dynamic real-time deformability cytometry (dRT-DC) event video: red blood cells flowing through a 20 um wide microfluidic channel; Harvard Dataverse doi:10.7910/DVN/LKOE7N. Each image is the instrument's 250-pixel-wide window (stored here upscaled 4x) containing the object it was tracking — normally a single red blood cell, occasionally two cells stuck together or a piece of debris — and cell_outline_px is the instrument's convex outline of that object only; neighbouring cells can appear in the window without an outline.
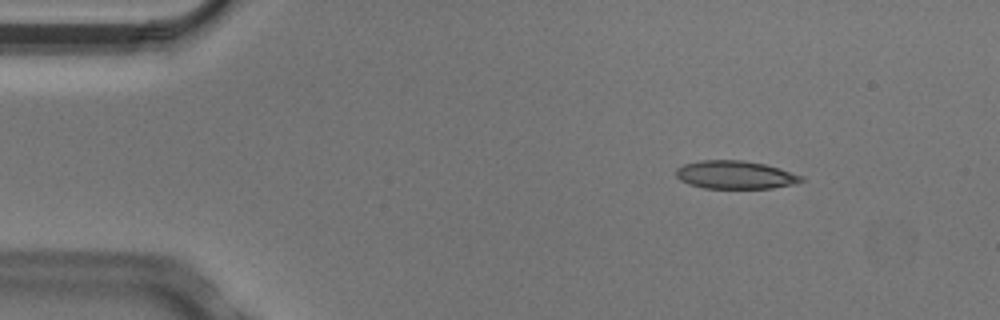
{"species": "Egyptian fruit bat (a non-hibernating species)", "species_latin": "Rousettus aegyptiacus", "temperature_condition": "cold", "stored_images_in_passage": 4, "camera_frame_rate_fps": 3000, "um_per_image_px": 0.085, "animal": {"sex": "male"}, "frame": {"image": 1, "passage_image": 2, "time_ms": 0.333, "image_size_px": [1000, 320], "cell_outline_px": [[804, 180], [792, 184], [772, 188], [704, 188], [688, 184], [680, 180], [676, 176], [676, 168], [684, 164], [700, 160], [740, 160], [764, 164], [780, 168], [804, 176]], "centroid_in_image_um": [62.48, 14.86], "position_along_channel_um": 22.5, "area_um2": 20.52}}
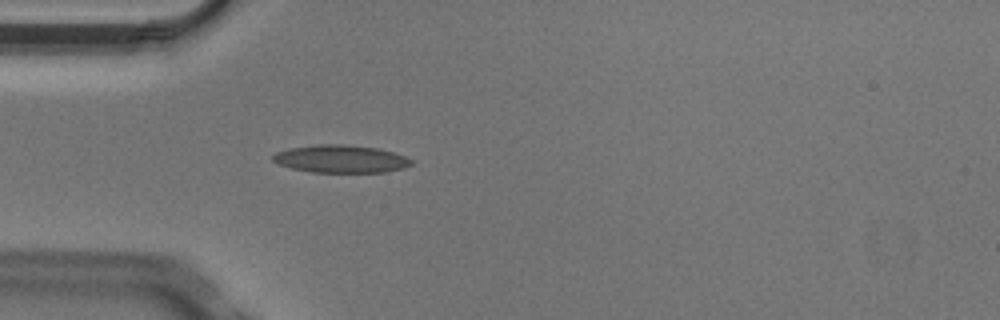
{"frame": {"image": 2, "passage_image": 4, "time_ms": 1.0, "image_size_px": [1000, 320], "cell_outline_px": [[412, 164], [404, 168], [384, 172], [312, 172], [292, 168], [280, 164], [272, 160], [272, 156], [276, 152], [292, 148], [320, 144], [340, 144], [376, 148], [392, 152], [404, 156], [412, 160]], "centroid_in_image_um": [28.97, 13.51], "position_along_channel_um": 56.0, "area_um2": 22.02}}